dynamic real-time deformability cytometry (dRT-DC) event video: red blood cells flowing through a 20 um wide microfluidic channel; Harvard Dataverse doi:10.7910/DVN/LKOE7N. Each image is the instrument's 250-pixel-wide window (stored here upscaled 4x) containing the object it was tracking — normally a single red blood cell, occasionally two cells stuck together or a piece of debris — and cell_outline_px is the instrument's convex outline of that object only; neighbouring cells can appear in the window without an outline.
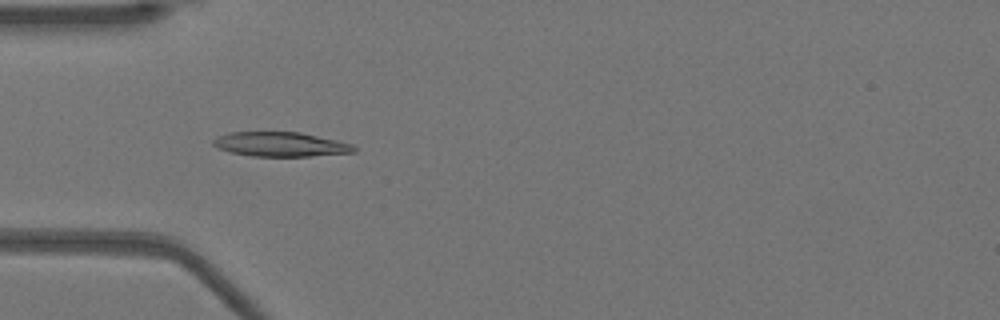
{"species": "Egyptian fruit bat (a non-hibernating species)", "species_latin": "Rousettus aegyptiacus", "temperature_condition": "warm", "stored_images_in_passage": 52, "camera_frame_rate_fps": 3000, "um_per_image_px": 0.085, "animal": {"sex": "female"}, "frame": {"image": 1, "passage_image": 16, "time_ms": 5.0, "image_size_px": [1000, 320], "cell_outline_px": [[356, 152], [308, 156], [252, 156], [232, 152], [216, 148], [212, 144], [212, 140], [216, 136], [232, 132], [300, 132], [336, 140], [352, 144], [356, 148]], "centroid_in_image_um": [23.81, 12.26], "position_along_channel_um": 61.2, "area_um2": 20.0}}
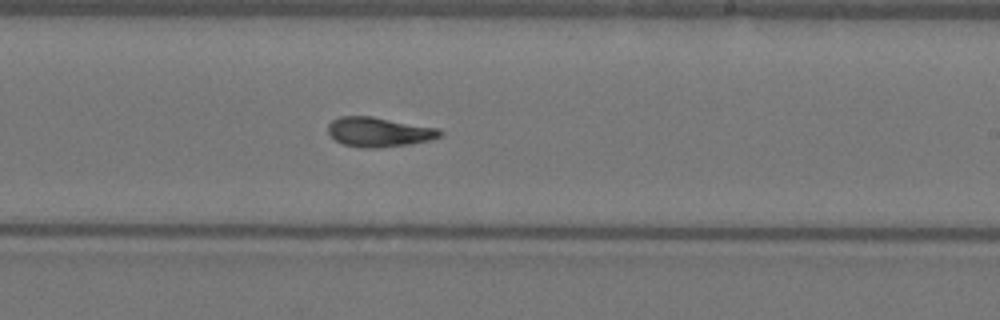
{"frame": {"image": 2, "passage_image": 31, "time_ms": 10.0, "image_size_px": [1000, 320], "cell_outline_px": [[444, 132], [440, 136], [428, 140], [408, 144], [380, 148], [364, 148], [344, 144], [336, 140], [328, 132], [328, 124], [332, 120], [340, 116], [372, 116], [440, 128]], "centroid_in_image_um": [32.22, 11.21], "position_along_channel_um": 256.8, "area_um2": 19.31}}
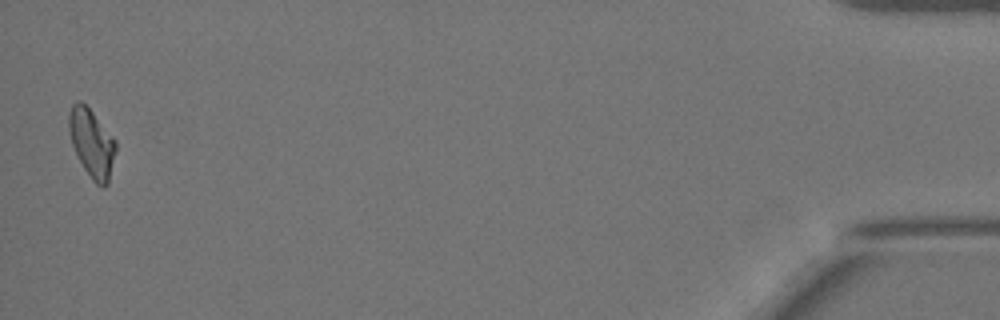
{"frame": {"image": 3, "passage_image": 51, "time_ms": 16.667, "image_size_px": [1000, 320], "cell_outline_px": [[116, 152], [108, 184], [104, 188], [96, 184], [92, 180], [84, 168], [72, 144], [68, 128], [68, 112], [72, 104], [76, 100], [80, 100], [92, 112], [116, 140]], "centroid_in_image_um": [7.8, 12.16], "position_along_channel_um": 427.4, "area_um2": 18.61}, "authors_computed_cell_mechanics": {"area_um2": 19.074, "velocity_mm_per_s": 3.9364, "shape_relaxation_time_tau1_ms": 8.6282, "shape_relaxation_time_tau2_ms": 2.2504, "deformation_change_tau1": 0.2493, "deformation_change_tau2": 0.0828}}